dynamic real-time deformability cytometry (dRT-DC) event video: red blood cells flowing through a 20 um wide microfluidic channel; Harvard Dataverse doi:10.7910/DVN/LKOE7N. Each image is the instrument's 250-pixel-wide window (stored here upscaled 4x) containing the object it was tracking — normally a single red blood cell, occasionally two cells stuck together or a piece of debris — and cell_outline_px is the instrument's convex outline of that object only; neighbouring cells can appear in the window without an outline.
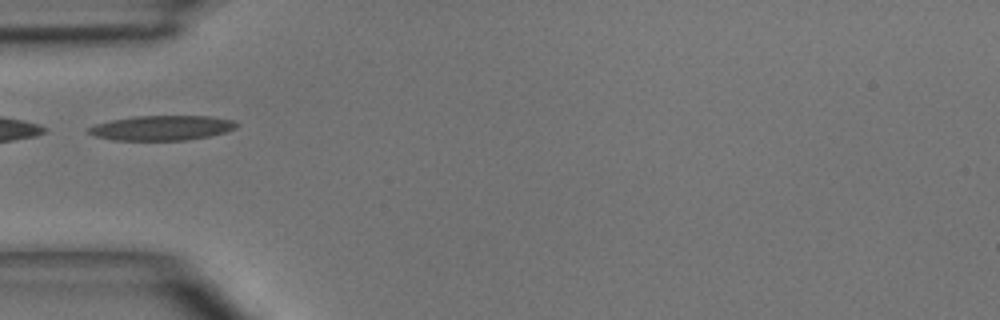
{"species": "common noctule bat (a hibernating species)", "species_latin": "Nyctalus noctula", "temperature_condition": "room temperature", "stored_images_in_passage": 4, "camera_frame_rate_fps": 3000, "um_per_image_px": 0.085, "animal": {"sex": "male", "body_mass_g": 15.6}, "frame": {"image": 1, "passage_image": 3, "time_ms": 2.0, "image_size_px": [1000, 320], "cell_outline_px": [[236, 128], [224, 132], [208, 136], [188, 140], [112, 140], [96, 136], [84, 132], [84, 128], [96, 124], [112, 120], [132, 116], [208, 116], [236, 120]], "centroid_in_image_um": [13.69, 10.87], "position_along_channel_um": 71.3, "area_um2": 21.5}}